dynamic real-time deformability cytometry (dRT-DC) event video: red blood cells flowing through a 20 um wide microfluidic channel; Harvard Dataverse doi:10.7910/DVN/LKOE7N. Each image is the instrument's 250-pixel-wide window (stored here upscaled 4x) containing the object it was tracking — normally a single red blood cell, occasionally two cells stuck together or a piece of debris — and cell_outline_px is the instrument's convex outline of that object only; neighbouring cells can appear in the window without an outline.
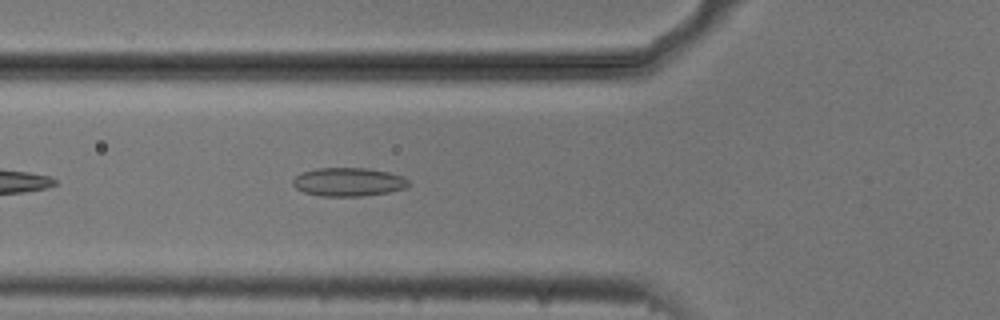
{"species": "common noctule bat (a hibernating species)", "species_latin": "Nyctalus noctula", "temperature_condition": "cold", "stored_images_in_passage": 32, "camera_frame_rate_fps": 3000, "um_per_image_px": 0.085, "animal": {"sex": "male", "body_mass_g": 20.5, "forearm_length_mm": 52.5}, "frame": {"image": 1, "passage_image": 7, "time_ms": 2.0, "image_size_px": [1000, 320], "cell_outline_px": [[412, 184], [408, 188], [388, 192], [360, 196], [320, 196], [304, 192], [296, 188], [292, 184], [292, 180], [296, 176], [304, 172], [316, 168], [368, 168], [388, 172], [404, 176]], "centroid_in_image_um": [29.66, 15.46], "position_along_channel_um": 96.1, "area_um2": 19.36}}
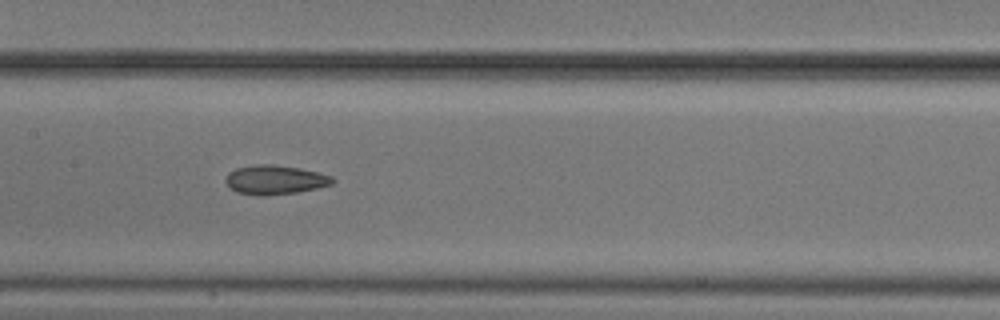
{"frame": {"image": 2, "passage_image": 14, "time_ms": 4.333, "image_size_px": [1000, 320], "cell_outline_px": [[336, 180], [332, 184], [316, 188], [296, 192], [264, 196], [260, 196], [236, 192], [224, 180], [228, 172], [236, 168], [256, 164], [272, 164], [300, 168], [332, 176]], "centroid_in_image_um": [23.36, 15.28], "position_along_channel_um": 184.0, "area_um2": 18.15}}
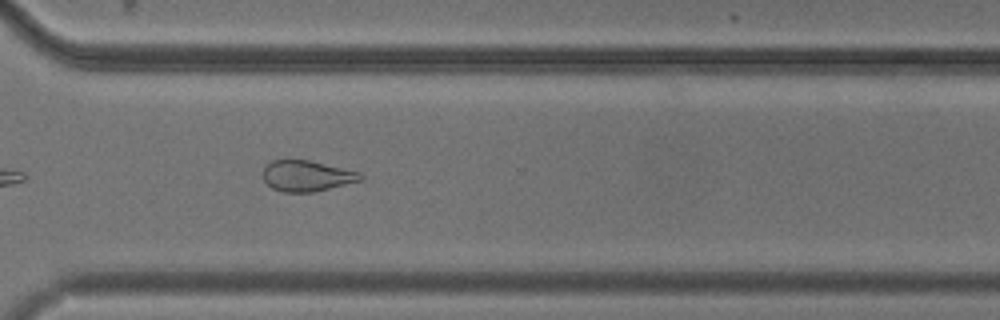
{"frame": {"image": 3, "passage_image": 27, "time_ms": 8.667, "image_size_px": [1000, 320], "cell_outline_px": [[364, 180], [312, 192], [284, 192], [272, 188], [264, 180], [264, 168], [272, 160], [308, 160], [360, 172], [364, 176]], "centroid_in_image_um": [26.11, 14.95], "position_along_channel_um": 344.5, "area_um2": 17.34}, "authors_computed_cell_mechanics": {"area_um2": 17.9758, "velocity_mm_per_s": 3.7223, "shape_relaxation_time_tau1_ms": null, "shape_relaxation_time_tau2_ms": 7.6378, "deformation_change_tau1": null, "deformation_change_tau2": 0.1558}}